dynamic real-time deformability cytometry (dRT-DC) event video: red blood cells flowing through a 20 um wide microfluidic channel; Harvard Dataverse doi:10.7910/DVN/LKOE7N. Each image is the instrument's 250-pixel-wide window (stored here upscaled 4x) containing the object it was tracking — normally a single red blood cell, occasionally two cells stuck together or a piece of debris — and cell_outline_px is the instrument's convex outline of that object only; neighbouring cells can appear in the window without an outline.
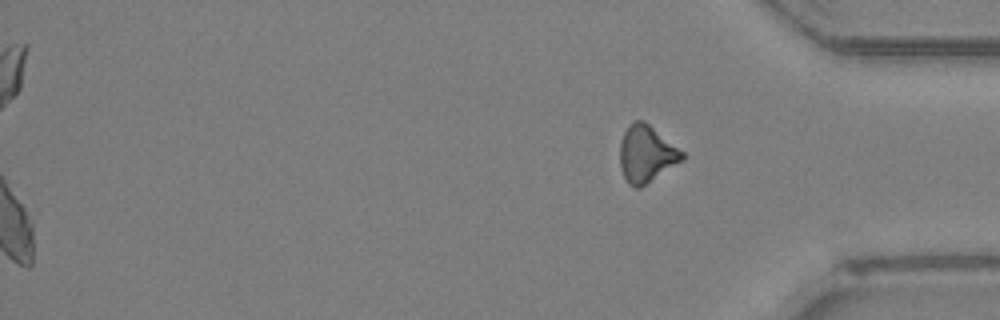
{"species": "Egyptian fruit bat (a non-hibernating species)", "species_latin": "Rousettus aegyptiacus", "temperature_condition": "room temperature", "stored_images_in_passage": 42, "camera_frame_rate_fps": 3000, "um_per_image_px": 0.085, "animal": {"sex": "female"}, "frame": {"image": 1, "passage_image": 42, "time_ms": 13.667, "image_size_px": [1000, 320], "cell_outline_px": [[684, 160], [640, 188], [636, 188], [628, 184], [620, 168], [620, 140], [628, 124], [636, 120], [644, 120], [684, 152]], "centroid_in_image_um": [54.93, 13.08], "position_along_channel_um": 380.3, "area_um2": 20.75}}